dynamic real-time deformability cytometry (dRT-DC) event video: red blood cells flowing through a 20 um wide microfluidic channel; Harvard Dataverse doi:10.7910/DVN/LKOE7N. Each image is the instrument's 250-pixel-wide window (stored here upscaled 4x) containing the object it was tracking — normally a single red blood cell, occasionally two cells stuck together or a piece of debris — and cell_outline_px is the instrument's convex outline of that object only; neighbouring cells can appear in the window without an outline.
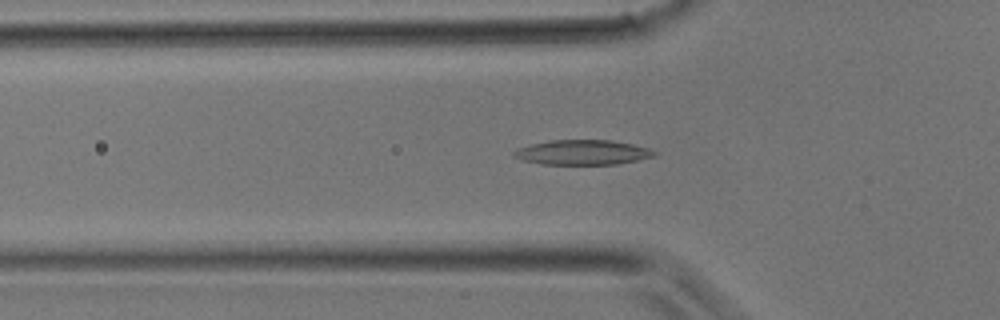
{"species": "common noctule bat (a hibernating species)", "species_latin": "Nyctalus noctula", "temperature_condition": "room temperature", "stored_images_in_passage": 33, "camera_frame_rate_fps": 3000, "um_per_image_px": 0.085, "animal": {"sex": "male", "body_mass_g": 17.9}, "frame": {"image": 1, "passage_image": 12, "time_ms": 3.667, "image_size_px": [1000, 320], "cell_outline_px": [[660, 152], [656, 156], [616, 164], [540, 164], [524, 160], [512, 156], [512, 152], [520, 148], [532, 144], [552, 140], [608, 140], [632, 144], [648, 148]], "centroid_in_image_um": [49.55, 12.95], "position_along_channel_um": 76.3, "area_um2": 20.17}}
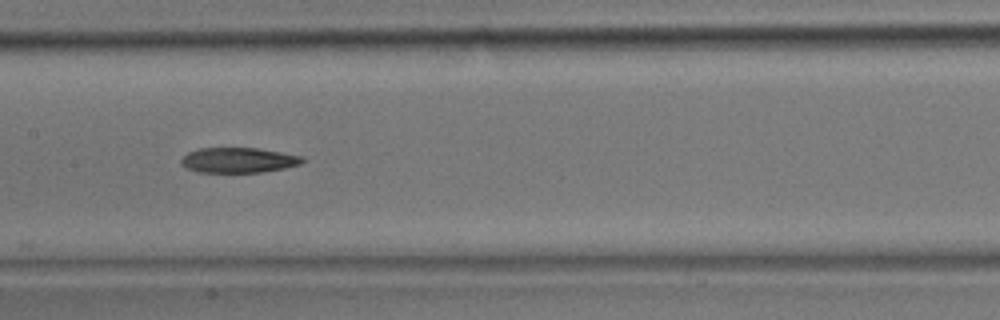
{"frame": {"image": 2, "passage_image": 18, "time_ms": 5.667, "image_size_px": [1000, 320], "cell_outline_px": [[304, 160], [300, 164], [284, 168], [260, 172], [196, 172], [184, 168], [180, 164], [180, 160], [188, 152], [200, 148], [260, 148], [304, 156]], "centroid_in_image_um": [20.24, 13.61], "position_along_channel_um": 187.2, "area_um2": 17.92}}
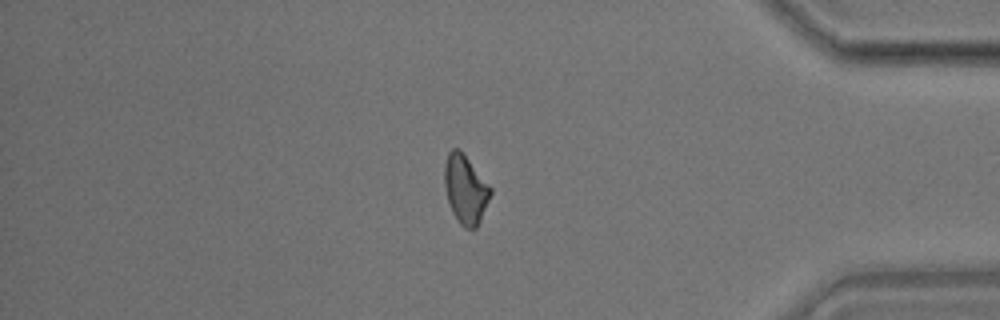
{"frame": {"image": 3, "passage_image": 31, "time_ms": 10.0, "image_size_px": [1000, 320], "cell_outline_px": [[492, 192], [480, 220], [476, 228], [472, 232], [464, 228], [460, 224], [452, 212], [448, 200], [444, 184], [444, 164], [448, 152], [452, 148], [460, 148], [492, 188]], "centroid_in_image_um": [39.56, 16.08], "position_along_channel_um": 395.6, "area_um2": 18.61}}